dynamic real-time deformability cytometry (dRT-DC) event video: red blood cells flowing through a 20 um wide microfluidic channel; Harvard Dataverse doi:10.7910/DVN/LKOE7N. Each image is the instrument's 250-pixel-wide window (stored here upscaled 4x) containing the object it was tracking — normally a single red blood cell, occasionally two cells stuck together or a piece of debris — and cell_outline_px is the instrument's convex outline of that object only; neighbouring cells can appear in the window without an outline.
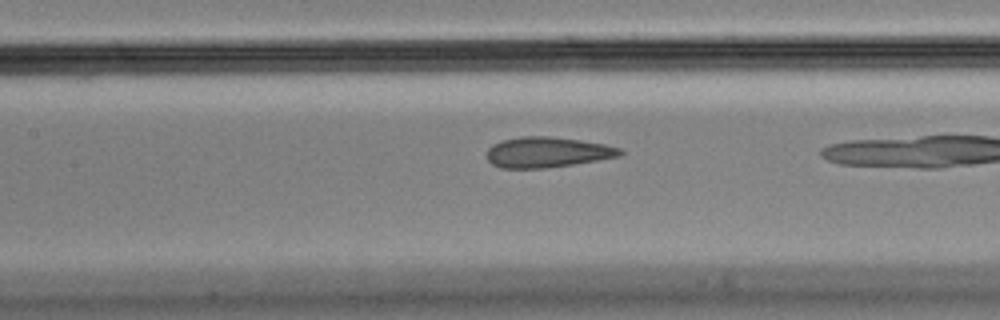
{"species": "Egyptian fruit bat (a non-hibernating species)", "species_latin": "Rousettus aegyptiacus", "temperature_condition": "cold", "stored_images_in_passage": 23, "camera_frame_rate_fps": 3000, "um_per_image_px": 0.085, "animal": {"sex": "male"}, "frame": {"image": 1, "passage_image": 10, "time_ms": 3.0, "image_size_px": [1000, 320], "cell_outline_px": [[624, 152], [620, 156], [572, 164], [544, 168], [500, 168], [492, 164], [488, 160], [488, 148], [492, 144], [504, 140], [520, 136], [548, 136], [580, 140], [604, 144], [620, 148]], "centroid_in_image_um": [46.5, 12.93], "position_along_channel_um": 160.9, "area_um2": 23.47}}
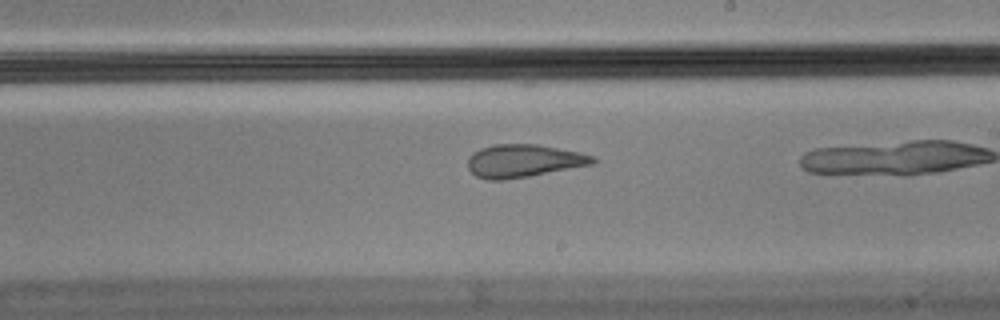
{"frame": {"image": 2, "passage_image": 17, "time_ms": 5.333, "image_size_px": [1000, 320], "cell_outline_px": [[600, 160], [596, 164], [528, 176], [504, 180], [488, 180], [476, 176], [468, 168], [468, 156], [472, 152], [480, 148], [496, 144], [536, 144], [580, 152], [596, 156]], "centroid_in_image_um": [44.55, 13.67], "position_along_channel_um": 244.5, "area_um2": 24.22}}